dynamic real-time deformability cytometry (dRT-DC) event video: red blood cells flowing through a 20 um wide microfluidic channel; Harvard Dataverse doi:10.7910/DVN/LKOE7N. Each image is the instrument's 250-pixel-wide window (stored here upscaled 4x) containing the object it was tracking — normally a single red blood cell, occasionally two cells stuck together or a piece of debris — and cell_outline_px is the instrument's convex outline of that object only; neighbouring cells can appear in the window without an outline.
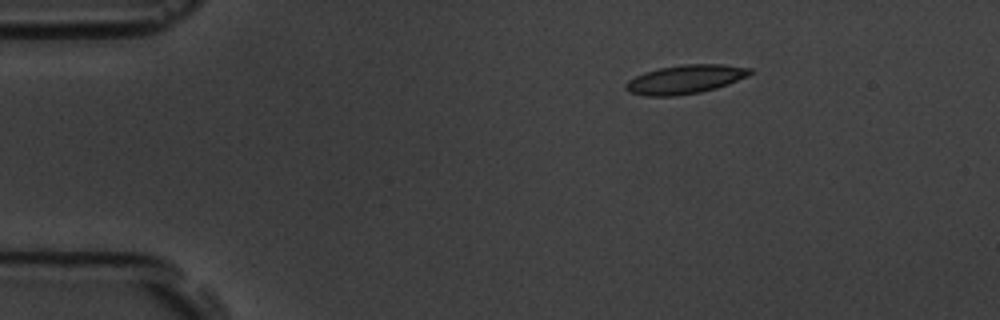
{"species": "common noctule bat (a hibernating species)", "species_latin": "Nyctalus noctula", "temperature_condition": "room temperature", "stored_images_in_passage": 48, "camera_frame_rate_fps": 3000, "um_per_image_px": 0.085, "animal": {"sex": "male", "body_mass_g": 19.5, "forearm_length_mm": 54.6}, "frame": {"image": 1, "passage_image": 1, "time_ms": 0.0, "image_size_px": [1000, 320], "cell_outline_px": [[752, 72], [748, 76], [728, 84], [716, 88], [700, 92], [676, 96], [644, 96], [628, 92], [624, 88], [624, 84], [628, 80], [644, 72], [660, 68], [684, 64], [720, 64], [752, 68]], "centroid_in_image_um": [58.21, 6.75], "position_along_channel_um": 26.8, "area_um2": 20.92}}
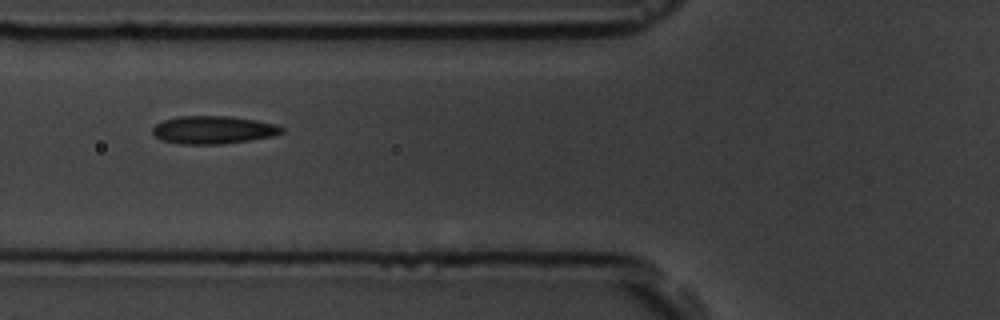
{"frame": {"image": 2, "passage_image": 13, "time_ms": 4.0, "image_size_px": [1000, 320], "cell_outline_px": [[284, 132], [272, 136], [224, 144], [180, 144], [160, 140], [152, 136], [152, 128], [156, 124], [164, 120], [180, 116], [228, 116], [256, 120], [276, 124], [284, 128]], "centroid_in_image_um": [18.09, 11.04], "position_along_channel_um": 107.7, "area_um2": 21.1}}
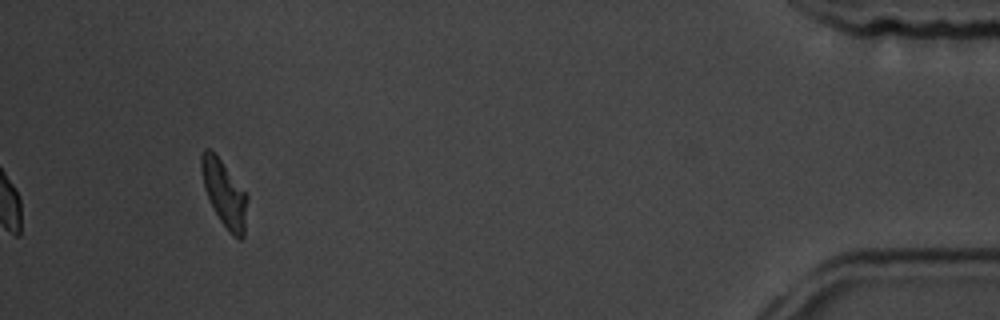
{"frame": {"image": 3, "passage_image": 44, "time_ms": 14.333, "image_size_px": [1000, 320], "cell_outline_px": [[248, 200], [244, 236], [240, 240], [232, 236], [228, 232], [220, 220], [204, 188], [200, 168], [200, 156], [204, 148], [212, 148], [248, 196]], "centroid_in_image_um": [19.06, 16.43], "position_along_channel_um": 416.1, "area_um2": 17.8}, "authors_computed_cell_mechanics": {"area_um2": 20.3167, "velocity_mm_per_s": 3.6643, "shape_relaxation_time_tau1_ms": 7.3413, "shape_relaxation_time_tau2_ms": 2.415, "deformation_change_tau1": 0.1819, "deformation_change_tau2": 0.0815}}